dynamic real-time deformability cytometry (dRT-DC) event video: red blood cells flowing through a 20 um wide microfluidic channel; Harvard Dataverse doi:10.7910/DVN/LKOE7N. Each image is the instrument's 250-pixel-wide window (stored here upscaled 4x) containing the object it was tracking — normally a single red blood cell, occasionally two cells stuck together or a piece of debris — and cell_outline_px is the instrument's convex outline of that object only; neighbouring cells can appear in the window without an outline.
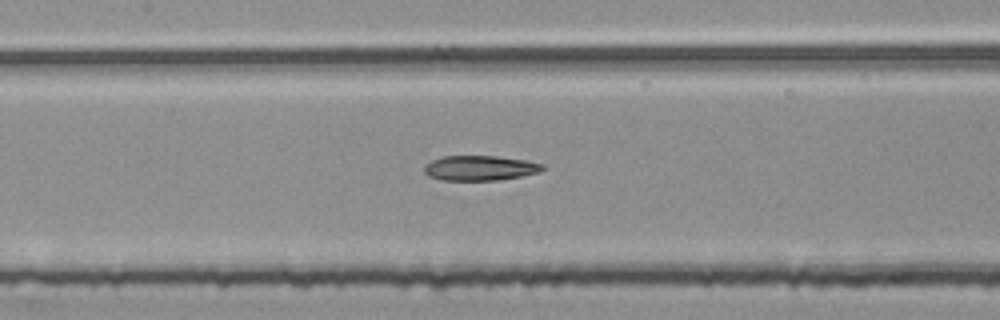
{"species": "common noctule bat (a hibernating species)", "species_latin": "Nyctalus noctula", "temperature_condition": "room temperature", "stored_images_in_passage": 54, "segment_of_instrument_passage": [2, 2], "camera_frame_rate_fps": 3000, "um_per_image_px": 0.085, "animal": {"sex": "female", "body_mass_g": 25.1}, "frame": {"image": 1, "passage_image": 25, "time_ms": 8.0, "image_size_px": [1000, 320], "cell_outline_px": [[544, 168], [540, 172], [520, 176], [496, 180], [440, 180], [428, 176], [424, 172], [424, 168], [432, 160], [444, 156], [496, 156], [524, 160], [544, 164]], "centroid_in_image_um": [40.79, 14.28], "position_along_channel_um": 166.6, "area_um2": 17.05}}
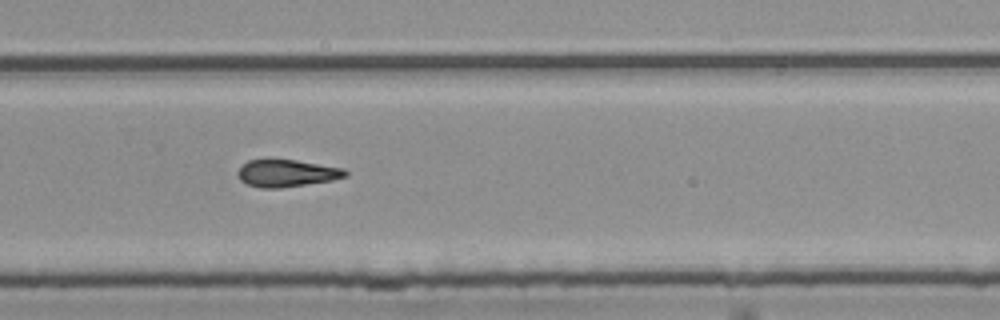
{"frame": {"image": 2, "passage_image": 36, "time_ms": 11.667, "image_size_px": [1000, 320], "cell_outline_px": [[348, 176], [332, 180], [280, 188], [260, 188], [248, 184], [240, 180], [236, 176], [236, 172], [248, 160], [268, 156], [296, 160], [344, 168], [348, 172]], "centroid_in_image_um": [24.32, 14.68], "position_along_channel_um": 305.5, "area_um2": 17.69}}
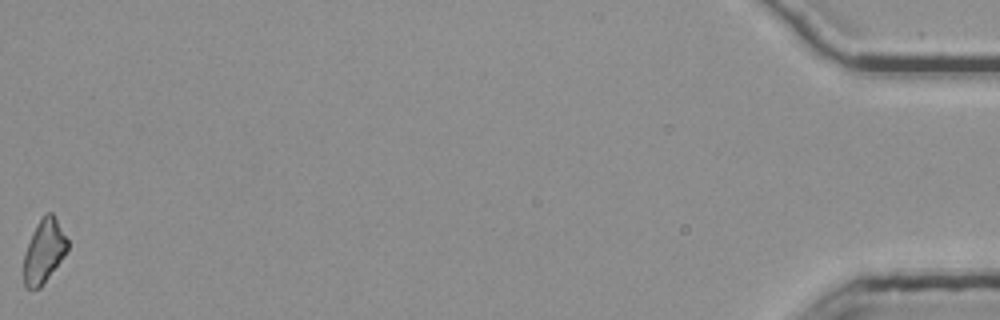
{"frame": {"image": 3, "passage_image": 54, "time_ms": 17.667, "image_size_px": [1000, 320], "cell_outline_px": [[68, 248], [64, 256], [40, 288], [24, 288], [24, 256], [32, 232], [44, 212], [52, 212], [68, 240]], "centroid_in_image_um": [3.74, 21.34], "position_along_channel_um": 431.5, "area_um2": 16.01}}